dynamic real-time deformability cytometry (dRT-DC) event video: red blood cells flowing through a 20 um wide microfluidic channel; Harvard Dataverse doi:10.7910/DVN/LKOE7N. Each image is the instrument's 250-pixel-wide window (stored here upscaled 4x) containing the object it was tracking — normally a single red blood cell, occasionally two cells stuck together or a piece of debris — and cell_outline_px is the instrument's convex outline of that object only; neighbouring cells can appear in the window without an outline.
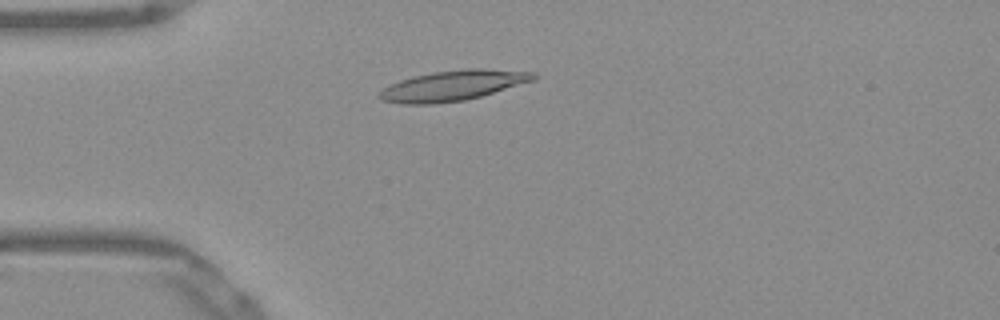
{"species": "Egyptian fruit bat (a non-hibernating species)", "species_latin": "Rousettus aegyptiacus", "temperature_condition": "warm", "stored_images_in_passage": 50, "camera_frame_rate_fps": 3000, "um_per_image_px": 0.085, "frame": {"image": 1, "passage_image": 12, "time_ms": 3.667, "image_size_px": [1000, 320], "cell_outline_px": [[536, 80], [480, 96], [464, 100], [432, 104], [400, 104], [380, 100], [376, 96], [384, 88], [400, 80], [412, 76], [432, 72], [468, 68], [484, 68], [536, 72]], "centroid_in_image_um": [38.49, 7.27], "position_along_channel_um": 46.5, "area_um2": 27.28}}
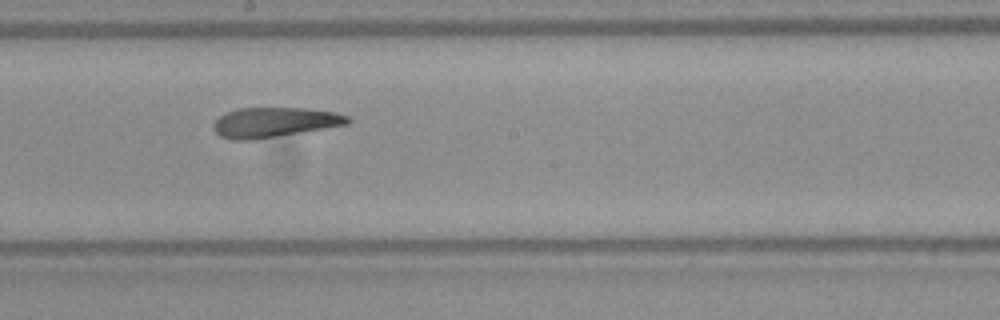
{"frame": {"image": 2, "passage_image": 27, "time_ms": 8.667, "image_size_px": [1000, 320], "cell_outline_px": [[352, 120], [348, 124], [252, 140], [232, 140], [220, 136], [212, 128], [212, 124], [220, 116], [228, 112], [240, 108], [304, 108], [332, 112], [348, 116]], "centroid_in_image_um": [23.29, 10.4], "position_along_channel_um": 224.9, "area_um2": 23.06}}
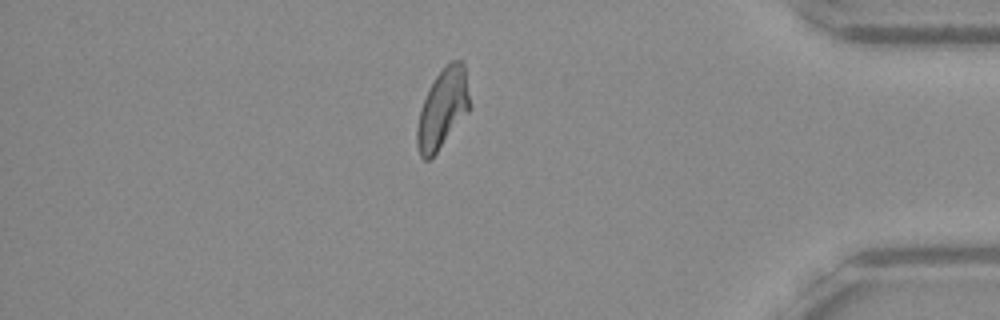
{"frame": {"image": 3, "passage_image": 43, "time_ms": 14.0, "image_size_px": [1000, 320], "cell_outline_px": [[472, 104], [468, 112], [436, 152], [428, 160], [424, 160], [420, 156], [416, 144], [416, 128], [420, 108], [428, 88], [436, 76], [452, 60], [460, 60], [464, 64]], "centroid_in_image_um": [37.62, 9.22], "position_along_channel_um": 397.6, "area_um2": 24.39}, "authors_computed_cell_mechanics": {"area_um2": 24.4205, "velocity_mm_per_s": 3.8806, "shape_relaxation_time_tau1_ms": 5.7618, "shape_relaxation_time_tau2_ms": 3.0161, "deformation_change_tau1": 0.2033, "deformation_change_tau2": 0.1136}}